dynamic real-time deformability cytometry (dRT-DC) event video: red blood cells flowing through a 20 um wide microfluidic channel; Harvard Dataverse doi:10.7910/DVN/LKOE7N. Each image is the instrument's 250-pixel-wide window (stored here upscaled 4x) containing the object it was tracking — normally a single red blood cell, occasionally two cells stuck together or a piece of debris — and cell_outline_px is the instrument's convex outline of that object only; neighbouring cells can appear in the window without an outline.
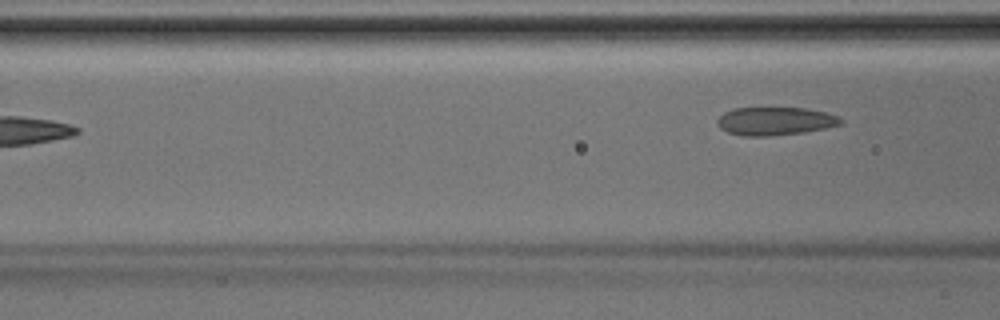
{"species": "Egyptian fruit bat (a non-hibernating species)", "species_latin": "Rousettus aegyptiacus", "temperature_condition": "room temperature", "stored_images_in_passage": 6, "camera_frame_rate_fps": 3000, "um_per_image_px": 0.085, "animal": {"sex": "male"}, "frame": {"image": 1, "passage_image": 6, "time_ms": 1.667, "image_size_px": [1000, 320], "cell_outline_px": [[844, 120], [840, 124], [824, 128], [804, 132], [768, 136], [744, 136], [728, 132], [720, 128], [716, 124], [716, 120], [724, 112], [736, 108], [808, 108], [840, 116]], "centroid_in_image_um": [65.88, 10.29], "position_along_channel_um": 100.7, "area_um2": 20.23}}